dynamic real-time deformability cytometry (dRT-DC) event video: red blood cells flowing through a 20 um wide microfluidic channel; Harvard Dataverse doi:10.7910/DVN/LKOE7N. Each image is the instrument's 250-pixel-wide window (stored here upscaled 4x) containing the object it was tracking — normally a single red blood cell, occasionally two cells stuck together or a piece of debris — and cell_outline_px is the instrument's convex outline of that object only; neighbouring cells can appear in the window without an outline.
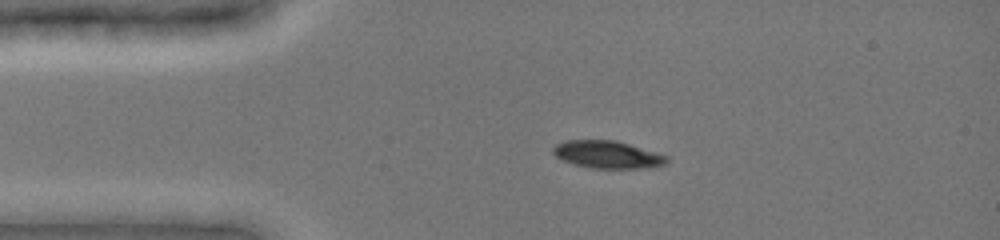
{"species": "common noctule bat (a hibernating species)", "species_latin": "Nyctalus noctula", "temperature_condition": "cold", "stored_images_in_passage": 39, "camera_frame_rate_fps": 3000, "um_per_image_px": 0.085, "animal": {"sex": "female", "body_mass_g": 19.0, "forearm_length_mm": 51.5}, "frame": {"image": 1, "passage_image": 1, "time_ms": 0.0, "image_size_px": [1000, 240], "cell_outline_px": [[668, 160], [664, 164], [644, 168], [592, 168], [572, 164], [556, 156], [552, 152], [552, 148], [556, 144], [564, 140], [616, 140], [668, 156]], "centroid_in_image_um": [51.59, 13.13], "position_along_channel_um": 33.4, "area_um2": 18.09}}
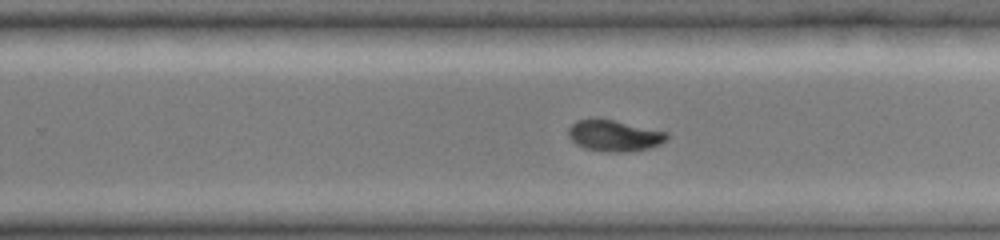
{"frame": {"image": 2, "passage_image": 22, "time_ms": 7.0, "image_size_px": [1000, 240], "cell_outline_px": [[668, 140], [660, 144], [648, 148], [624, 152], [608, 152], [584, 148], [576, 144], [568, 136], [568, 128], [576, 120], [592, 116], [612, 120], [668, 132]], "centroid_in_image_um": [52.17, 11.51], "position_along_channel_um": 277.6, "area_um2": 18.15}}
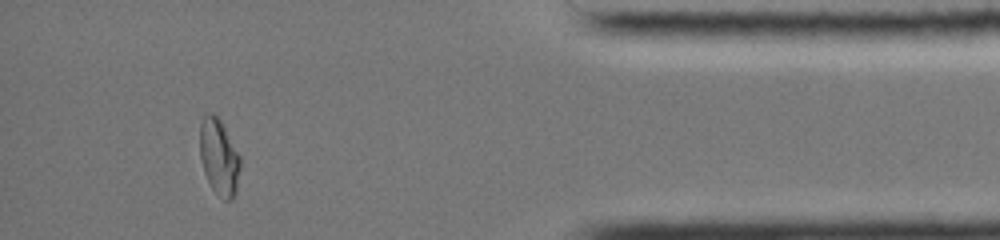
{"frame": {"image": 3, "passage_image": 35, "time_ms": 11.333, "image_size_px": [1000, 240], "cell_outline_px": [[240, 168], [236, 192], [232, 200], [224, 200], [212, 188], [204, 172], [200, 156], [200, 120], [204, 112], [212, 112], [220, 120], [240, 156]], "centroid_in_image_um": [18.6, 13.32], "position_along_channel_um": 416.6, "area_um2": 17.92}, "authors_computed_cell_mechanics": {"area_um2": 18.496, "velocity_mm_per_s": 3.9482, "shape_relaxation_time_tau1_ms": 7.2887, "shape_relaxation_time_tau2_ms": 2.7481, "deformation_change_tau1": 0.2032, "deformation_change_tau2": 0.0373}}